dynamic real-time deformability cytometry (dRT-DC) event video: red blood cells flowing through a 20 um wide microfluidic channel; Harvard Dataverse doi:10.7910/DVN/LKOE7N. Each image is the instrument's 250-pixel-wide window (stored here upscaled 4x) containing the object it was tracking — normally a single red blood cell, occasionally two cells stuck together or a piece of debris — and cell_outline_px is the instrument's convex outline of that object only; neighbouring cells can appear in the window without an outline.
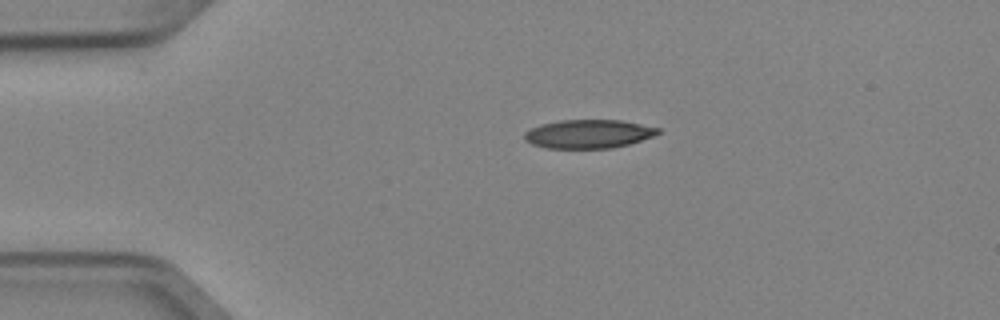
{"species": "Egyptian fruit bat (a non-hibernating species)", "species_latin": "Rousettus aegyptiacus", "temperature_condition": "cold", "stored_images_in_passage": 2, "camera_frame_rate_fps": 3000, "um_per_image_px": 0.085, "animal": {"sex": "female"}, "frame": {"image": 1, "passage_image": 1, "time_ms": 0.0, "image_size_px": [1000, 320], "cell_outline_px": [[660, 132], [652, 136], [628, 144], [612, 148], [544, 148], [532, 144], [524, 140], [524, 132], [540, 124], [560, 120], [620, 120], [660, 128]], "centroid_in_image_um": [49.98, 11.38], "position_along_channel_um": 35.0, "area_um2": 22.2}}